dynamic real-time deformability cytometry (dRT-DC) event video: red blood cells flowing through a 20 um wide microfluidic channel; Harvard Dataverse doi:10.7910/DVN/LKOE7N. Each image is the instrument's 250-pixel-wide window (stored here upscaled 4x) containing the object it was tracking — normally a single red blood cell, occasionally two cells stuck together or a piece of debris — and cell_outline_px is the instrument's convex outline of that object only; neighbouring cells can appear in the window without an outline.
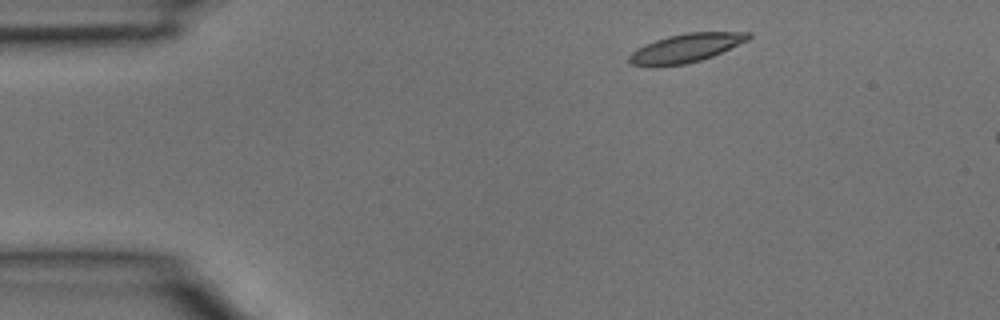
{"species": "common noctule bat (a hibernating species)", "species_latin": "Nyctalus noctula", "temperature_condition": "room temperature", "stored_images_in_passage": 3, "segment_of_instrument_passage": [1, 2], "camera_frame_rate_fps": 3000, "um_per_image_px": 0.085, "animal": {"sex": "male", "body_mass_g": 15.6}, "frame": {"image": 1, "passage_image": 1, "time_ms": 0.0, "image_size_px": [1000, 320], "cell_outline_px": [[752, 36], [748, 40], [712, 56], [700, 60], [684, 64], [628, 64], [628, 56], [632, 52], [656, 40], [668, 36], [688, 32], [752, 32]], "centroid_in_image_um": [58.38, 4.04], "position_along_channel_um": 26.6, "area_um2": 19.13}}